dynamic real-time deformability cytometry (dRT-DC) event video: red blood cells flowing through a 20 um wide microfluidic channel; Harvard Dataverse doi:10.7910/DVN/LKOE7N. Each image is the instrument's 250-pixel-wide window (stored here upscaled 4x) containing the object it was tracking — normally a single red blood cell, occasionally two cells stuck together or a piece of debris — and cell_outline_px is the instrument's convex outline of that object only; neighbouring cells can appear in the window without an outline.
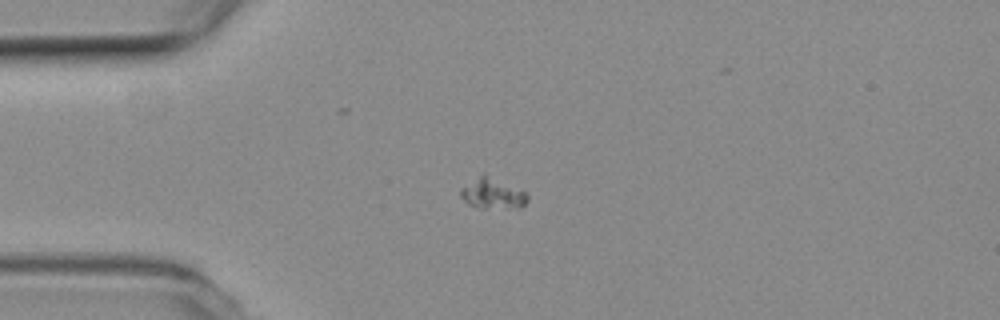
{"species": "common noctule bat (a hibernating species)", "species_latin": "Nyctalus noctula", "temperature_condition": "room temperature", "stored_images_in_passage": 42, "camera_frame_rate_fps": 3000, "um_per_image_px": 0.085, "animal": {"sex": "female", "body_mass_g": 19.3, "forearm_length_mm": 54.1}, "frame": {"image": 1, "passage_image": 1, "time_ms": 0.0, "image_size_px": [1000, 320], "cell_outline_px": [[528, 200], [520, 208], [480, 208], [468, 204], [460, 196], [460, 188], [484, 172], [528, 192]], "centroid_in_image_um": [41.89, 16.43], "position_along_channel_um": 43.1, "area_um2": 12.25}}
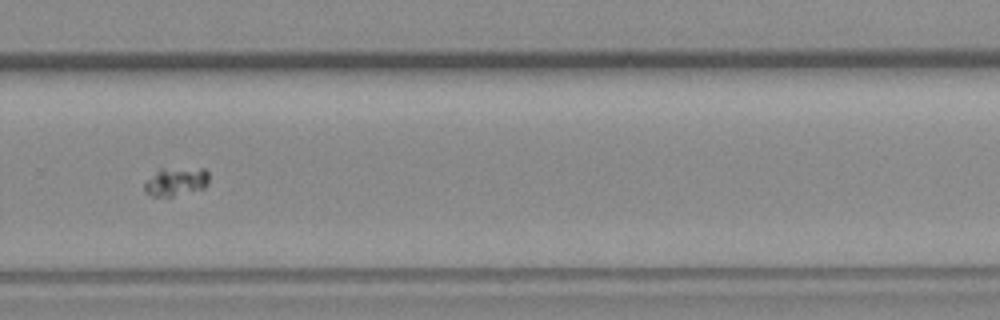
{"frame": {"image": 2, "passage_image": 24, "time_ms": 7.667, "image_size_px": [1000, 320], "cell_outline_px": [[208, 184], [204, 188], [172, 196], [152, 196], [144, 192], [144, 180], [160, 168], [204, 168], [208, 172]], "centroid_in_image_um": [14.92, 15.42], "position_along_channel_um": 314.9, "area_um2": 10.87}}
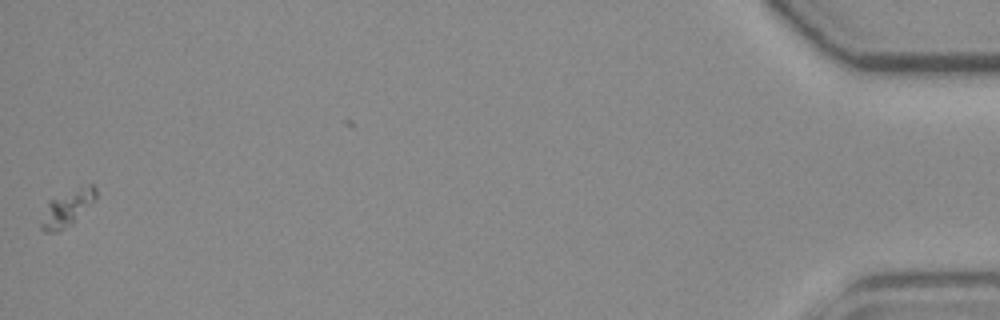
{"frame": {"image": 3, "passage_image": 41, "time_ms": 13.333, "image_size_px": [1000, 320], "cell_outline_px": [[96, 196], [72, 224], [60, 232], [44, 232], [40, 228], [40, 224], [48, 200], [88, 184], [92, 184], [96, 188]], "centroid_in_image_um": [5.66, 17.73], "position_along_channel_um": 429.5, "area_um2": 11.21}}